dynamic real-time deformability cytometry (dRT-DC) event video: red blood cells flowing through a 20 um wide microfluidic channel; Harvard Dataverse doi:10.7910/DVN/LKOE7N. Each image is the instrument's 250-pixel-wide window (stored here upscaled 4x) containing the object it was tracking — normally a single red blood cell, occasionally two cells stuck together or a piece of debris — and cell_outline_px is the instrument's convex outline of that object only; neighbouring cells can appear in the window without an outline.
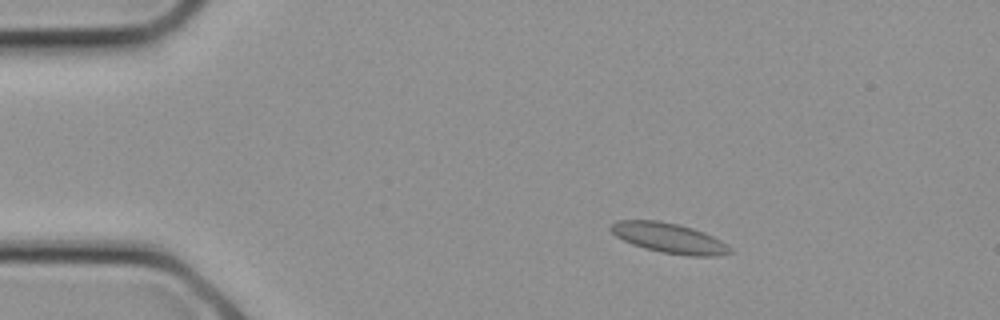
{"species": "common noctule bat (a hibernating species)", "species_latin": "Nyctalus noctula", "temperature_condition": "cold", "stored_images_in_passage": 9, "camera_frame_rate_fps": 3000, "um_per_image_px": 0.085, "animal": {"sex": "female", "body_mass_g": 21.9}, "frame": {"image": 1, "passage_image": 4, "time_ms": 1.0, "image_size_px": [1000, 320], "cell_outline_px": [[732, 252], [716, 256], [688, 256], [660, 252], [644, 248], [632, 244], [616, 236], [608, 228], [608, 224], [616, 220], [656, 220], [676, 224], [692, 228], [704, 232], [728, 244], [732, 248]], "centroid_in_image_um": [56.85, 20.23], "position_along_channel_um": 28.2, "area_um2": 20.98}}
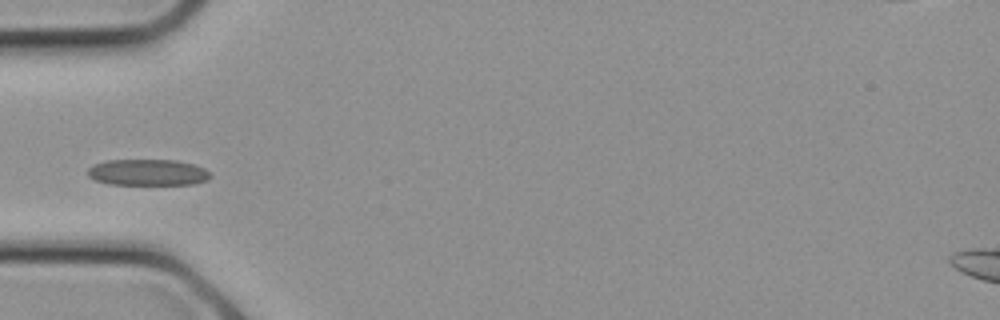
{"frame": {"image": 2, "passage_image": 8, "time_ms": 2.333, "image_size_px": [1000, 320], "cell_outline_px": [[212, 176], [208, 180], [192, 184], [108, 184], [96, 180], [88, 176], [88, 168], [92, 164], [108, 160], [176, 160], [192, 164], [204, 168], [212, 172]], "centroid_in_image_um": [12.58, 14.65], "position_along_channel_um": 72.4, "area_um2": 18.84}}